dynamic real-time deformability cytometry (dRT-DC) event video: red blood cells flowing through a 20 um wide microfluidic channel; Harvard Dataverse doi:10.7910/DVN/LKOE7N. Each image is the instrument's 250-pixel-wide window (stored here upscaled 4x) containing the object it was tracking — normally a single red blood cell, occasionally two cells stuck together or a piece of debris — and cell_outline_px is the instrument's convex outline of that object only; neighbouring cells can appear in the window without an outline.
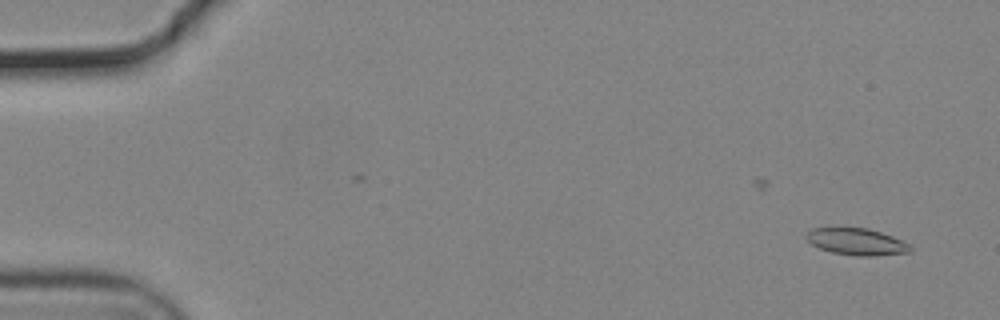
{"species": "common noctule bat (a hibernating species)", "species_latin": "Nyctalus noctula", "temperature_condition": "cold", "stored_images_in_passage": 17, "camera_frame_rate_fps": 3000, "um_per_image_px": 0.085, "animal": {"sex": "male", "body_mass_g": 19.2, "forearm_length_mm": 51.8}, "frame": {"image": 1, "passage_image": 3, "time_ms": 0.667, "image_size_px": [1000, 320], "cell_outline_px": [[912, 248], [908, 252], [876, 256], [856, 256], [832, 252], [820, 248], [812, 244], [804, 236], [812, 228], [868, 228], [892, 236], [912, 244]], "centroid_in_image_um": [72.84, 20.55], "position_along_channel_um": 12.2, "area_um2": 16.18}}
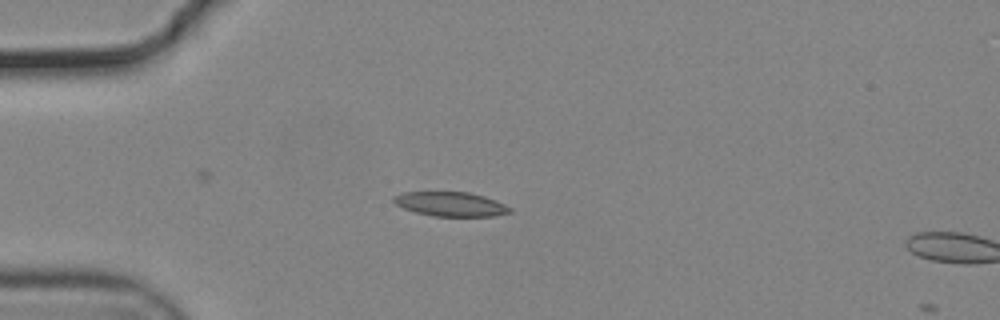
{"frame": {"image": 2, "passage_image": 15, "time_ms": 4.667, "image_size_px": [1000, 320], "cell_outline_px": [[512, 212], [496, 216], [432, 216], [416, 212], [404, 208], [396, 204], [392, 200], [392, 196], [404, 192], [468, 192], [484, 196], [496, 200], [512, 208]], "centroid_in_image_um": [38.32, 17.35], "position_along_channel_um": 46.7, "area_um2": 16.53}}